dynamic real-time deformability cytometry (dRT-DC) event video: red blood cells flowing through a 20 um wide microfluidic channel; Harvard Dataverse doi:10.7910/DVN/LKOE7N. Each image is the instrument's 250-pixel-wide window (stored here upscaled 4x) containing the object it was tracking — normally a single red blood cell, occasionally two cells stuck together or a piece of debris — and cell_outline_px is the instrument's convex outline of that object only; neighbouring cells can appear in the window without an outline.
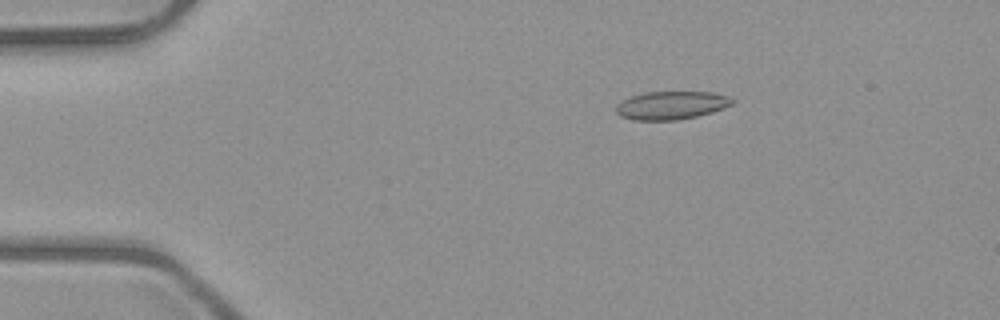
{"species": "common noctule bat (a hibernating species)", "species_latin": "Nyctalus noctula", "temperature_condition": "room temperature", "stored_images_in_passage": 5, "camera_frame_rate_fps": 3000, "um_per_image_px": 0.085, "animal": {"sex": "male", "body_mass_g": 23.1, "forearm_length_mm": 52.7}, "frame": {"image": 1, "passage_image": 3, "time_ms": 2.333, "image_size_px": [1000, 320], "cell_outline_px": [[736, 100], [732, 104], [724, 108], [712, 112], [696, 116], [676, 120], [632, 120], [620, 116], [616, 112], [616, 104], [632, 96], [644, 92], [712, 92], [728, 96]], "centroid_in_image_um": [57.07, 8.95], "position_along_channel_um": 27.9, "area_um2": 19.07}}